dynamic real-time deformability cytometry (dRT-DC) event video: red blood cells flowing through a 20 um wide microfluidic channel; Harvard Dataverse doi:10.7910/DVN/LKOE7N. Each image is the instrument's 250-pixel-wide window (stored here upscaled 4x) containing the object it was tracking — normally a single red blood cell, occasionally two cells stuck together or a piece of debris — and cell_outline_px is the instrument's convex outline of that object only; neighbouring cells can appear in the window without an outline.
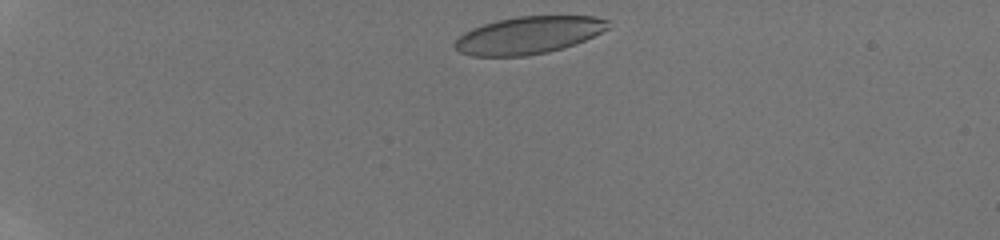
{"species": "human", "species_latin": "Homo sapiens", "temperature_condition": "room temperature", "stored_images_in_passage": 11, "camera_frame_rate_fps": 3000, "um_per_image_px": 0.085, "donor": {"sex": "male"}, "frame": {"image": 1, "passage_image": 1, "time_ms": 0.0, "image_size_px": [1000, 240], "cell_outline_px": [[612, 20], [608, 28], [576, 44], [548, 52], [528, 56], [472, 56], [460, 52], [452, 44], [464, 32], [472, 28], [484, 24], [500, 20], [520, 16], [596, 16]], "centroid_in_image_um": [44.95, 2.99], "position_along_channel_um": 40.1, "area_um2": 33.35}}
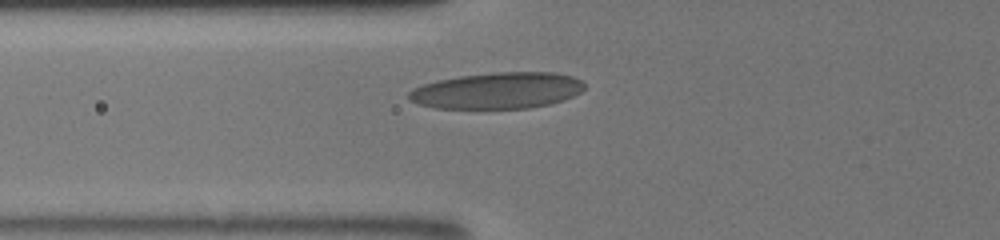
{"frame": {"image": 2, "passage_image": 7, "time_ms": 3.0, "image_size_px": [1000, 240], "cell_outline_px": [[584, 88], [580, 92], [564, 100], [548, 104], [528, 108], [436, 108], [420, 104], [408, 100], [408, 92], [412, 88], [436, 80], [460, 76], [496, 72], [552, 72], [572, 76], [580, 80], [584, 84]], "centroid_in_image_um": [42.25, 7.69], "position_along_channel_um": 83.5, "area_um2": 37.05}}
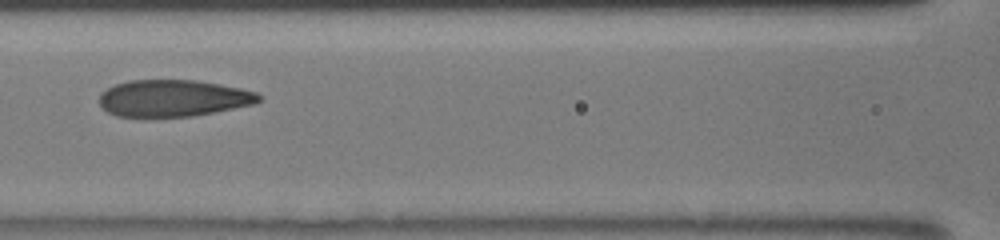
{"frame": {"image": 3, "passage_image": 10, "time_ms": 4.667, "image_size_px": [1000, 240], "cell_outline_px": [[260, 100], [252, 104], [192, 116], [152, 120], [144, 120], [116, 116], [108, 112], [100, 104], [100, 92], [116, 84], [128, 80], [196, 80], [220, 84], [240, 88], [256, 92], [260, 96]], "centroid_in_image_um": [14.63, 8.39], "position_along_channel_um": 152.0, "area_um2": 34.97}}